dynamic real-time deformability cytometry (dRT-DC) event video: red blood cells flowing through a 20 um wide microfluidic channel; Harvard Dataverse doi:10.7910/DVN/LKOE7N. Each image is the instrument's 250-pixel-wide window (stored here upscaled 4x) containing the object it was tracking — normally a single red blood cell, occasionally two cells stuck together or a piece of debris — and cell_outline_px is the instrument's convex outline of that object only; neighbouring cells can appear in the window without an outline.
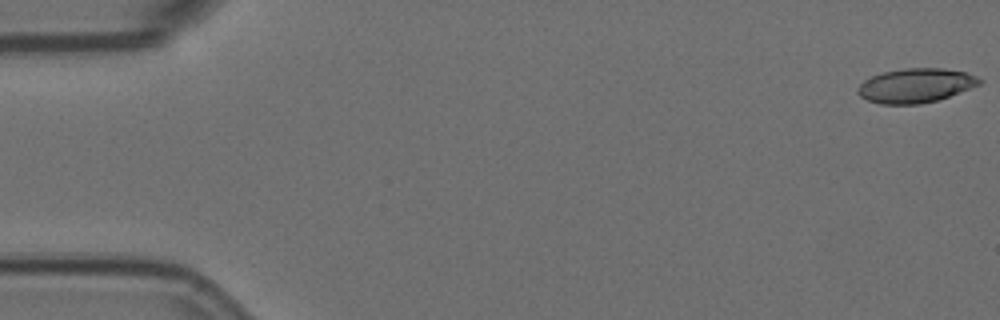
{"species": "Egyptian fruit bat (a non-hibernating species)", "species_latin": "Rousettus aegyptiacus", "temperature_condition": "room temperature", "stored_images_in_passage": 11, "camera_frame_rate_fps": 3000, "um_per_image_px": 0.085, "animal": {"sex": "female"}, "frame": {"image": 1, "passage_image": 1, "time_ms": 0.0, "image_size_px": [1000, 320], "cell_outline_px": [[984, 80], [980, 84], [948, 96], [936, 100], [920, 104], [880, 104], [868, 100], [860, 96], [856, 92], [856, 88], [864, 80], [872, 76], [884, 72], [904, 68], [944, 68], [964, 72], [976, 76]], "centroid_in_image_um": [77.8, 7.26], "position_along_channel_um": 7.2, "area_um2": 24.16}}